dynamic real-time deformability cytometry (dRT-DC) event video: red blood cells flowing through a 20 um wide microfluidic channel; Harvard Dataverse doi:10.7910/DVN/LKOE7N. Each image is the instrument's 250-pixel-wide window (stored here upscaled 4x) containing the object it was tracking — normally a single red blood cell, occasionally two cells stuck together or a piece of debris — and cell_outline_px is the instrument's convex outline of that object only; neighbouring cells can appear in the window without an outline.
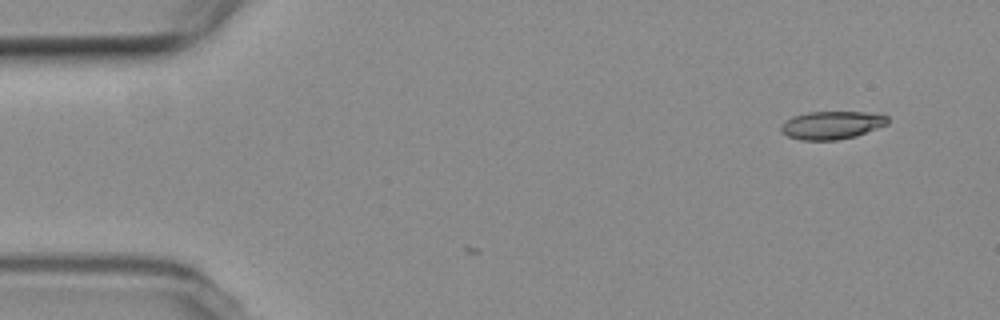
{"species": "common noctule bat (a hibernating species)", "species_latin": "Nyctalus noctula", "temperature_condition": "room temperature", "stored_images_in_passage": 2, "camera_frame_rate_fps": 3000, "um_per_image_px": 0.085, "animal": {"sex": "female", "body_mass_g": 19.3, "forearm_length_mm": 54.1}, "frame": {"image": 1, "passage_image": 2, "time_ms": 1.333, "image_size_px": [1000, 320], "cell_outline_px": [[888, 124], [856, 136], [836, 140], [800, 140], [788, 136], [780, 132], [780, 124], [792, 116], [808, 112], [880, 112], [888, 116]], "centroid_in_image_um": [70.71, 10.62], "position_along_channel_um": 14.3, "area_um2": 17.69}}